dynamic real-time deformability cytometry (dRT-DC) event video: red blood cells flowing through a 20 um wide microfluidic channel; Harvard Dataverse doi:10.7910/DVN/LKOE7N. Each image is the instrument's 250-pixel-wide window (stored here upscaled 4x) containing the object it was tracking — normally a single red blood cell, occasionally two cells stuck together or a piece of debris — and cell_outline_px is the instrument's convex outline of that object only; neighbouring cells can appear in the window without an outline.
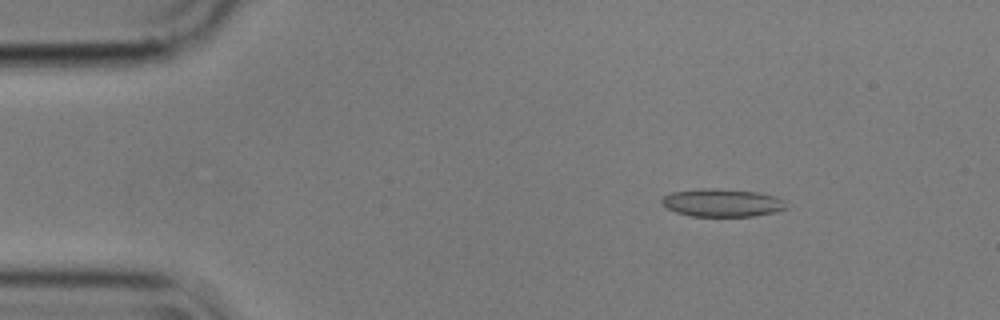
{"species": "common noctule bat (a hibernating species)", "species_latin": "Nyctalus noctula", "temperature_condition": "cold", "stored_images_in_passage": 5, "camera_frame_rate_fps": 3000, "um_per_image_px": 0.085, "animal": {"sex": "male", "body_mass_g": 17.9}, "frame": {"image": 1, "passage_image": 3, "time_ms": 0.667, "image_size_px": [1000, 320], "cell_outline_px": [[788, 208], [772, 212], [752, 216], [692, 216], [676, 212], [660, 204], [660, 200], [664, 196], [672, 192], [700, 188], [716, 188], [760, 192], [776, 196], [784, 200]], "centroid_in_image_um": [61.37, 17.22], "position_along_channel_um": 23.6, "area_um2": 20.35}}